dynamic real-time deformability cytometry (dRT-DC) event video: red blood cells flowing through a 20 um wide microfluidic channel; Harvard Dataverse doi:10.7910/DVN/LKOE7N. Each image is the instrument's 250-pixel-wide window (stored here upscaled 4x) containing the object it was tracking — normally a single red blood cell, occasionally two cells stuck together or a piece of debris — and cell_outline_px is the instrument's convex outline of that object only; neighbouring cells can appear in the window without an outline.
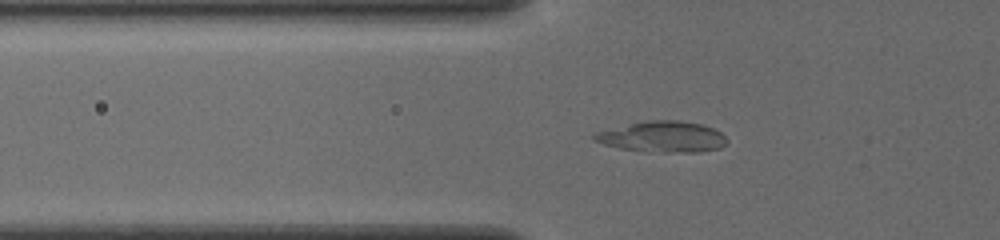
{"species": "common noctule bat (a hibernating species)", "species_latin": "Nyctalus noctula", "temperature_condition": "cold", "stored_images_in_passage": 37, "camera_frame_rate_fps": 3000, "um_per_image_px": 0.085, "animal": {"sex": "female", "body_mass_g": 19.5, "forearm_length_mm": 54.1}, "frame": {"image": 1, "passage_image": 3, "time_ms": 0.667, "image_size_px": [1000, 240], "cell_outline_px": [[728, 140], [720, 148], [700, 152], [648, 152], [616, 148], [592, 140], [592, 136], [596, 132], [628, 124], [648, 120], [680, 120], [700, 124], [712, 128], [720, 132]], "centroid_in_image_um": [56.29, 11.64], "position_along_channel_um": 69.5, "area_um2": 23.99}}
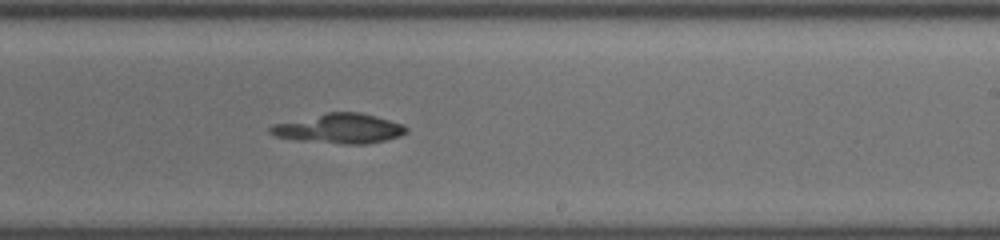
{"frame": {"image": 2, "passage_image": 18, "time_ms": 5.667, "image_size_px": [1000, 240], "cell_outline_px": [[408, 132], [400, 136], [384, 140], [364, 144], [344, 144], [292, 140], [276, 136], [268, 132], [268, 128], [272, 124], [328, 112], [360, 112], [376, 116], [404, 124], [408, 128]], "centroid_in_image_um": [28.84, 10.93], "position_along_channel_um": 260.2, "area_um2": 23.7}}
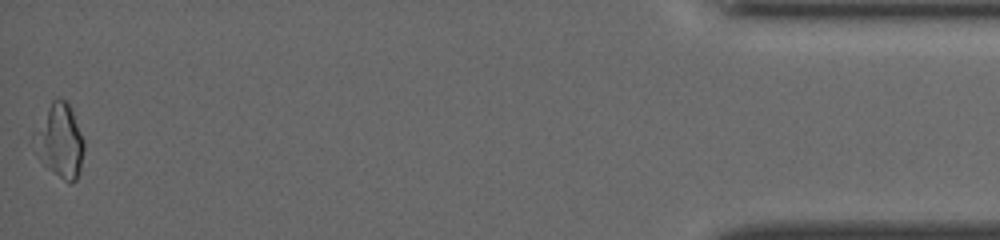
{"frame": {"image": 3, "passage_image": 37, "time_ms": 12.0, "image_size_px": [1000, 240], "cell_outline_px": [[84, 148], [80, 172], [76, 180], [72, 184], [68, 184], [48, 168], [36, 156], [32, 136], [32, 132], [52, 100], [56, 96], [60, 96], [68, 104], [72, 112], [84, 140]], "centroid_in_image_um": [5.06, 11.99], "position_along_channel_um": 430.1, "area_um2": 21.79}}